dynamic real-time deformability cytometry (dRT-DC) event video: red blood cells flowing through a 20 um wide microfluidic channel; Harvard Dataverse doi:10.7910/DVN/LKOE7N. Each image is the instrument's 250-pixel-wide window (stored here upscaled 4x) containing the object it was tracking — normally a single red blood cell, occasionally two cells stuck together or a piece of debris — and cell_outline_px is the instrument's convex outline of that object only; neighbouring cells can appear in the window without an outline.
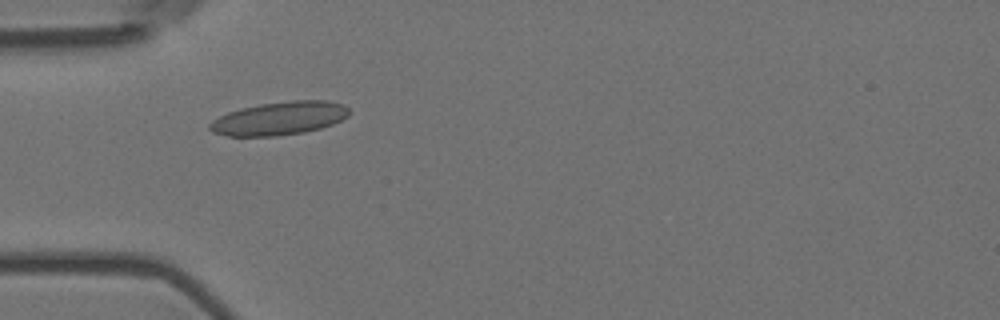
{"species": "Egyptian fruit bat (a non-hibernating species)", "species_latin": "Rousettus aegyptiacus", "temperature_condition": "room temperature", "stored_images_in_passage": 5, "camera_frame_rate_fps": 3000, "um_per_image_px": 0.085, "animal": {"sex": "female"}, "frame": {"image": 1, "passage_image": 4, "time_ms": 1.0, "image_size_px": [1000, 320], "cell_outline_px": [[348, 116], [332, 124], [320, 128], [304, 132], [276, 136], [228, 136], [212, 132], [208, 128], [208, 124], [212, 120], [228, 112], [240, 108], [260, 104], [292, 100], [328, 100], [344, 104], [348, 108]], "centroid_in_image_um": [23.72, 10.06], "position_along_channel_um": 61.3, "area_um2": 27.11}}
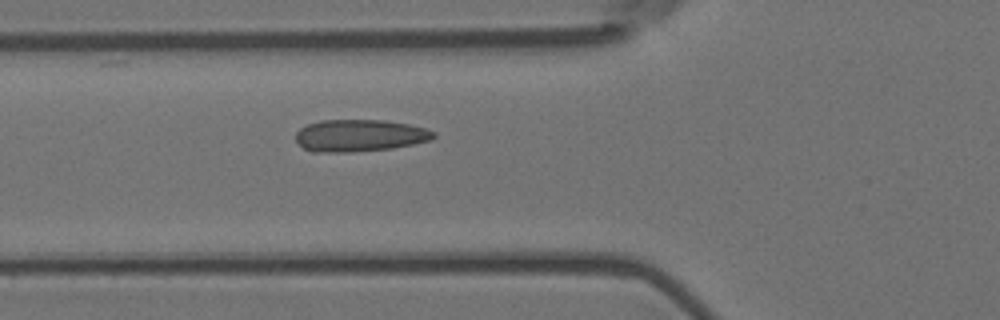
{"frame": {"image": 2, "passage_image": 5, "time_ms": 1.333, "image_size_px": [1000, 320], "cell_outline_px": [[436, 136], [432, 140], [392, 148], [352, 152], [312, 152], [304, 148], [296, 140], [296, 132], [300, 128], [308, 124], [320, 120], [384, 120], [408, 124], [424, 128], [436, 132]], "centroid_in_image_um": [30.57, 11.52], "position_along_channel_um": 95.2, "area_um2": 25.78}}